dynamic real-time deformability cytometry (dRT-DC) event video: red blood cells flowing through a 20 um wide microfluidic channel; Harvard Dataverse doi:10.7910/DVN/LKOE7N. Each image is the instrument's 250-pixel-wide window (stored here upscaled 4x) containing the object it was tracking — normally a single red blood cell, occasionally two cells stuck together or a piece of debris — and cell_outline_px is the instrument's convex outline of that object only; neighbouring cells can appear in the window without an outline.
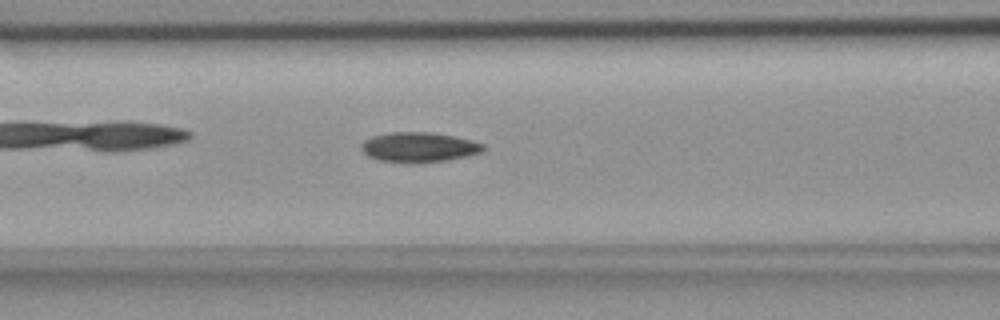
{"species": "common noctule bat (a hibernating species)", "species_latin": "Nyctalus noctula", "temperature_condition": "room temperature", "stored_images_in_passage": 50, "camera_frame_rate_fps": 3000, "um_per_image_px": 0.085, "animal": {"sex": "female", "body_mass_g": 18.4}, "frame": {"image": 1, "passage_image": 18, "time_ms": 5.667, "image_size_px": [1000, 320], "cell_outline_px": [[484, 148], [480, 152], [468, 156], [448, 160], [380, 160], [368, 156], [360, 148], [360, 144], [364, 140], [372, 136], [388, 132], [432, 132], [472, 140], [484, 144]], "centroid_in_image_um": [35.6, 12.46], "position_along_channel_um": 131.0, "area_um2": 20.46}}
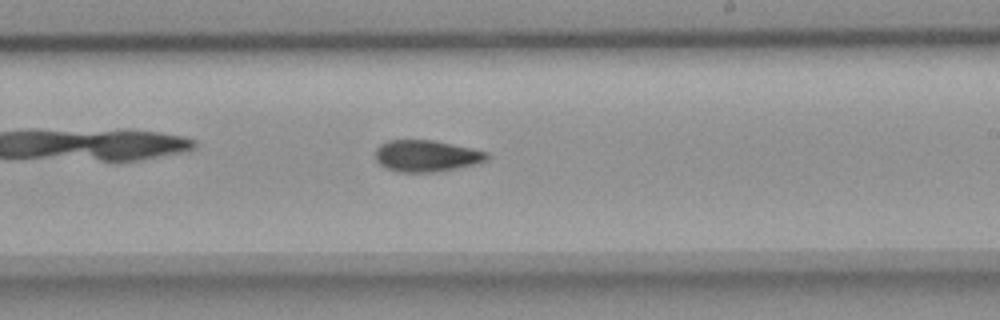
{"frame": {"image": 2, "passage_image": 28, "time_ms": 9.0, "image_size_px": [1000, 320], "cell_outline_px": [[488, 160], [476, 164], [436, 172], [396, 172], [384, 168], [376, 160], [376, 148], [380, 144], [388, 140], [432, 140], [472, 148], [488, 152]], "centroid_in_image_um": [36.23, 13.26], "position_along_channel_um": 252.8, "area_um2": 20.63}}
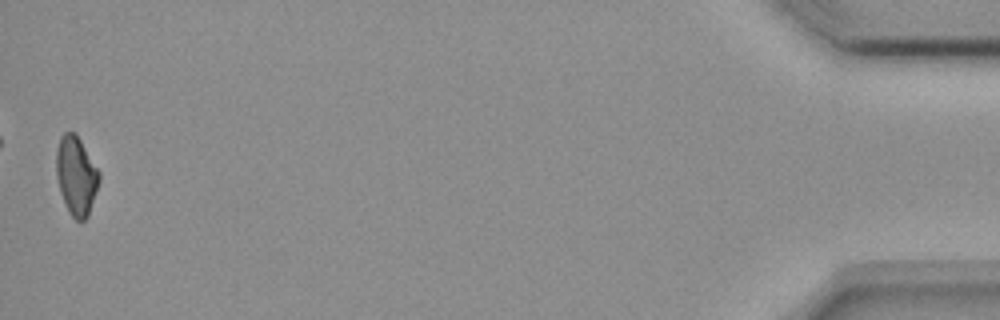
{"frame": {"image": 3, "passage_image": 50, "time_ms": 16.333, "image_size_px": [1000, 320], "cell_outline_px": [[100, 180], [88, 216], [84, 220], [76, 220], [68, 212], [60, 192], [56, 176], [56, 148], [60, 136], [64, 132], [76, 132], [100, 172]], "centroid_in_image_um": [6.47, 14.91], "position_along_channel_um": 428.7, "area_um2": 19.88}, "authors_computed_cell_mechanics": {"area_um2": 20.519, "velocity_mm_per_s": 3.669, "shape_relaxation_time_tau1_ms": null, "shape_relaxation_time_tau2_ms": 7.4432, "deformation_change_tau1": null, "deformation_change_tau2": 0.1132}}